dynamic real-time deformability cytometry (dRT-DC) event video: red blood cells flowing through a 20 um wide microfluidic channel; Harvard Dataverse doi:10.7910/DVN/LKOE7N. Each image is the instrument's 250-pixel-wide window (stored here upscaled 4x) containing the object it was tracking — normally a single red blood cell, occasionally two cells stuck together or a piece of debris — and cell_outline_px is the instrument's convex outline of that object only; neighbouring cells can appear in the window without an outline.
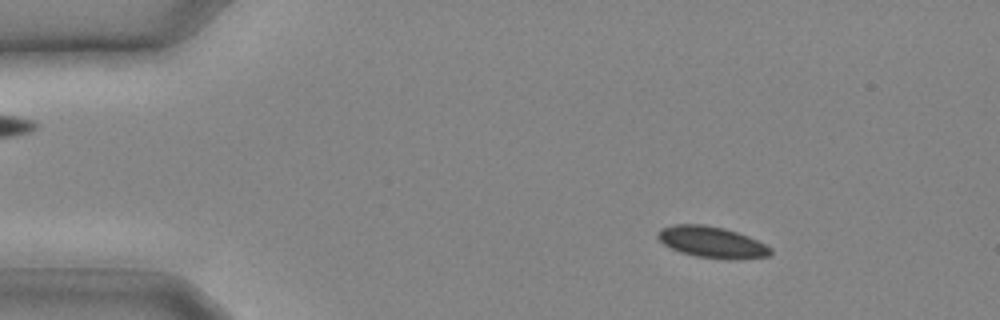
{"species": "common noctule bat (a hibernating species)", "species_latin": "Nyctalus noctula", "temperature_condition": "cold", "stored_images_in_passage": 14, "camera_frame_rate_fps": 3000, "um_per_image_px": 0.085, "animal": {"sex": "male", "body_mass_g": 20.4}, "frame": {"image": 1, "passage_image": 3, "time_ms": 0.667, "image_size_px": [1000, 320], "cell_outline_px": [[772, 252], [768, 256], [732, 260], [696, 256], [680, 252], [664, 244], [656, 236], [656, 232], [660, 228], [672, 224], [704, 224], [724, 228], [748, 236], [772, 248]], "centroid_in_image_um": [60.48, 20.57], "position_along_channel_um": 24.5, "area_um2": 20.58}}
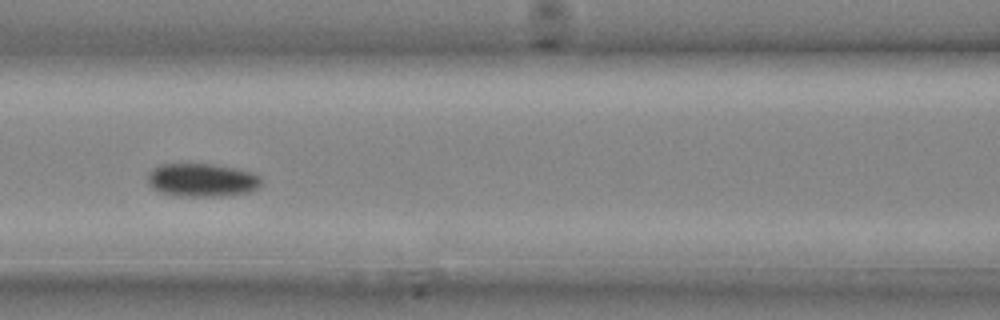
{"frame": {"image": 2, "passage_image": 11, "time_ms": 3.333, "image_size_px": [1000, 320], "cell_outline_px": [[260, 184], [256, 188], [248, 192], [220, 196], [176, 196], [160, 192], [152, 188], [148, 184], [148, 172], [152, 168], [160, 164], [192, 160], [236, 168], [256, 172], [260, 176]], "centroid_in_image_um": [17.11, 15.24], "position_along_channel_um": 149.5, "area_um2": 23.0}}
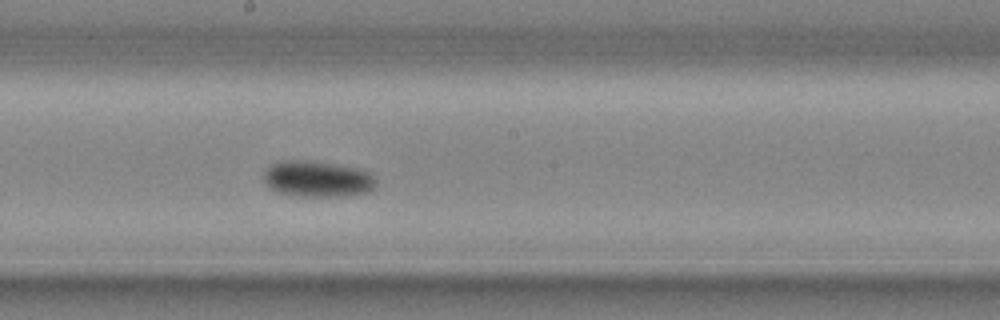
{"frame": {"image": 3, "passage_image": 14, "time_ms": 4.333, "image_size_px": [1000, 320], "cell_outline_px": [[376, 184], [368, 192], [344, 196], [300, 196], [280, 192], [272, 188], [264, 180], [264, 172], [272, 164], [280, 160], [312, 160], [360, 168], [372, 172], [376, 180]], "centroid_in_image_um": [27.04, 15.18], "position_along_channel_um": 221.2, "area_um2": 23.7}}